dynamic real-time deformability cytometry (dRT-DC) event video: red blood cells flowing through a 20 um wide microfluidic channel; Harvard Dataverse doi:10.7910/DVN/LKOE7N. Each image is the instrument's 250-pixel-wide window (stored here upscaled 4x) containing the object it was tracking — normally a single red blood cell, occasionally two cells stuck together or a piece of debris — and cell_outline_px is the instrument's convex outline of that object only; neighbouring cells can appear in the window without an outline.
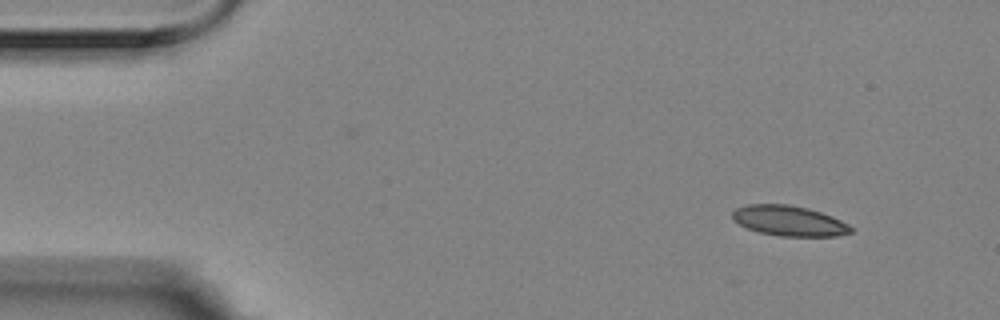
{"species": "Egyptian fruit bat (a non-hibernating species)", "species_latin": "Rousettus aegyptiacus", "temperature_condition": "room temperature", "stored_images_in_passage": 4, "segment_of_instrument_passage": [1, 2], "camera_frame_rate_fps": 3000, "um_per_image_px": 0.085, "animal": {"sex": "female"}, "frame": {"image": 1, "passage_image": 1, "time_ms": 0.0, "image_size_px": [1000, 320], "cell_outline_px": [[852, 232], [836, 236], [780, 236], [760, 232], [748, 228], [732, 220], [732, 212], [736, 208], [748, 204], [788, 204], [808, 208], [832, 216], [848, 224], [852, 228]], "centroid_in_image_um": [67.06, 18.76], "position_along_channel_um": 17.9, "area_um2": 20.81}}
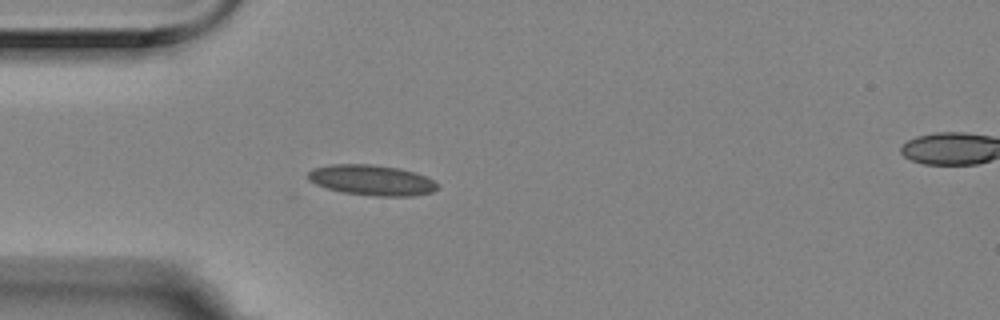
{"frame": {"image": 2, "passage_image": 3, "time_ms": 0.667, "image_size_px": [1000, 320], "cell_outline_px": [[436, 188], [432, 192], [412, 196], [376, 196], [340, 192], [316, 184], [308, 180], [308, 172], [312, 168], [332, 164], [372, 164], [400, 168], [424, 176], [432, 180], [436, 184]], "centroid_in_image_um": [31.54, 15.31], "position_along_channel_um": 53.5, "area_um2": 22.83}}